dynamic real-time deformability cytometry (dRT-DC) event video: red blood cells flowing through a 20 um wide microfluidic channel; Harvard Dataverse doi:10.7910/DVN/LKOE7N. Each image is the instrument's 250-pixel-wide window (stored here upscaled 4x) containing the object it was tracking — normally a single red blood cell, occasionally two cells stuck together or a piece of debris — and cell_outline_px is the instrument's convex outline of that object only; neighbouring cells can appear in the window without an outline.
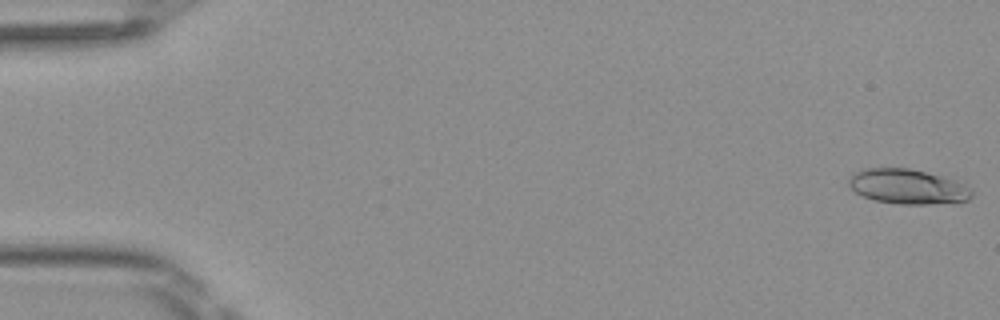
{"species": "Egyptian fruit bat (a non-hibernating species)", "species_latin": "Rousettus aegyptiacus", "temperature_condition": "room temperature", "stored_images_in_passage": 49, "camera_frame_rate_fps": 3000, "um_per_image_px": 0.085, "frame": {"image": 1, "passage_image": 1, "time_ms": 0.0, "image_size_px": [1000, 320], "cell_outline_px": [[972, 196], [968, 200], [956, 204], [900, 204], [872, 200], [856, 192], [848, 184], [848, 180], [856, 172], [864, 168], [908, 168], [940, 176], [964, 184], [972, 188]], "centroid_in_image_um": [77.19, 15.89], "position_along_channel_um": 7.8, "area_um2": 25.03}}
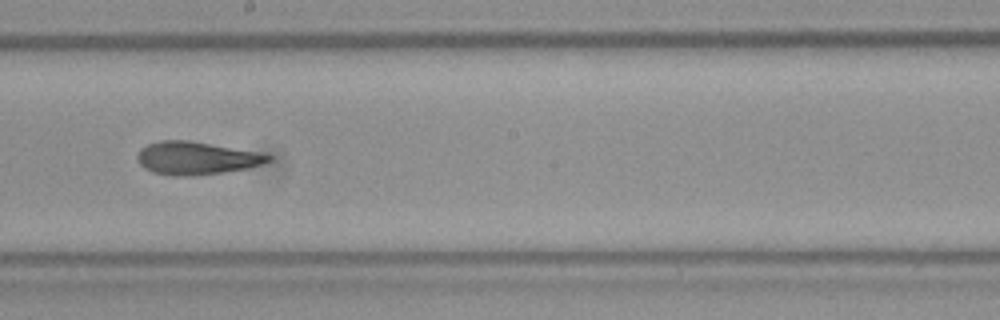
{"frame": {"image": 2, "passage_image": 28, "time_ms": 9.0, "image_size_px": [1000, 320], "cell_outline_px": [[272, 160], [264, 164], [248, 168], [224, 172], [192, 176], [172, 176], [152, 172], [144, 168], [140, 164], [136, 156], [140, 148], [148, 144], [160, 140], [188, 140], [256, 152], [272, 156]], "centroid_in_image_um": [16.66, 13.45], "position_along_channel_um": 231.5, "area_um2": 25.09}}
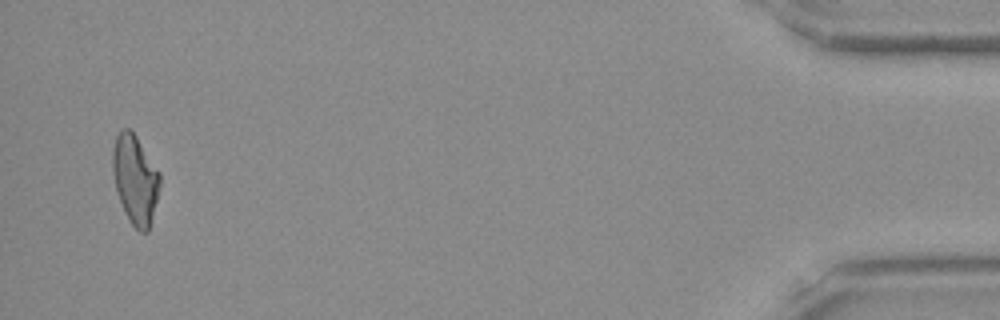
{"frame": {"image": 3, "passage_image": 48, "time_ms": 15.667, "image_size_px": [1000, 320], "cell_outline_px": [[160, 184], [148, 232], [140, 232], [128, 220], [124, 212], [116, 188], [112, 172], [112, 148], [116, 136], [120, 128], [128, 128], [136, 136], [160, 172]], "centroid_in_image_um": [11.47, 15.22], "position_along_channel_um": 423.7, "area_um2": 24.39}, "authors_computed_cell_mechanics": {"area_um2": 24.5072, "velocity_mm_per_s": 4.1146, "shape_relaxation_time_tau1_ms": 9.5276, "shape_relaxation_time_tau2_ms": 2.445, "deformation_change_tau1": 0.257, "deformation_change_tau2": 0.1113}}